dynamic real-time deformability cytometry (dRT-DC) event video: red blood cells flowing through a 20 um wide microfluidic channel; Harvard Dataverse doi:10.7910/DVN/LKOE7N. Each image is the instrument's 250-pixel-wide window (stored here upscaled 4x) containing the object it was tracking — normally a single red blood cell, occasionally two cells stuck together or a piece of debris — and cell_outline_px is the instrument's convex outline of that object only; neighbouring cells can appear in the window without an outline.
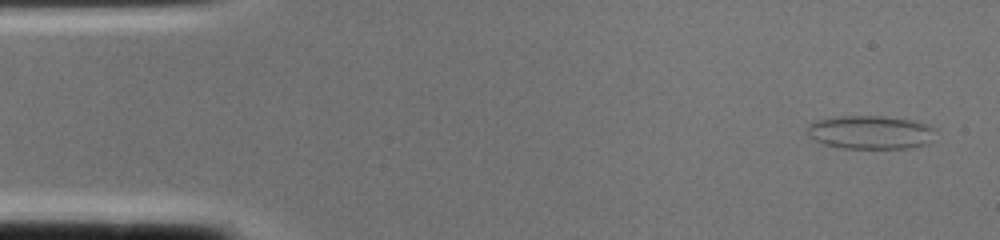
{"species": "common noctule bat (a hibernating species)", "species_latin": "Nyctalus noctula", "temperature_condition": "cold", "stored_images_in_passage": 2, "camera_frame_rate_fps": 3000, "um_per_image_px": 0.085, "animal": {"sex": "female", "body_mass_g": 22.0, "forearm_length_mm": 56.7}, "frame": {"image": 1, "passage_image": 1, "time_ms": 0.0, "image_size_px": [1000, 240], "cell_outline_px": [[936, 128], [932, 140], [924, 144], [908, 148], [844, 148], [824, 144], [812, 140], [808, 136], [808, 124], [816, 120], [840, 116], [880, 116], [908, 120], [924, 124]], "centroid_in_image_um": [73.94, 11.25], "position_along_channel_um": 11.1, "area_um2": 24.85}}